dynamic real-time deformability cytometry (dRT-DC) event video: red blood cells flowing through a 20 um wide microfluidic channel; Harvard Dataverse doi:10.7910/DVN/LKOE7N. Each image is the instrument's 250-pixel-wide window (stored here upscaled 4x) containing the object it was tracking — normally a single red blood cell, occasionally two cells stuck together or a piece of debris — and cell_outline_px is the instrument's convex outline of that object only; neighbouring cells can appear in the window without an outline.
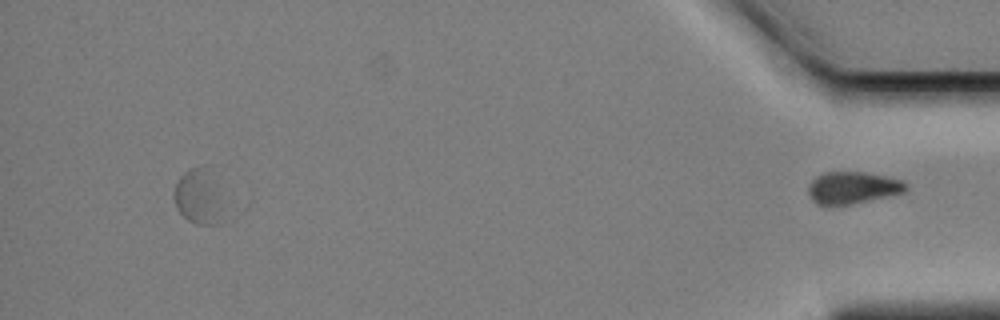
{"species": "Egyptian fruit bat (a non-hibernating species)", "species_latin": "Rousettus aegyptiacus", "temperature_condition": "cold", "stored_images_in_passage": 42, "segment_of_instrument_passage": [2, 2], "camera_frame_rate_fps": 3000, "um_per_image_px": 0.085, "animal": {"sex": "female"}, "frame": {"image": 1, "passage_image": 42, "time_ms": 13.667, "image_size_px": [1000, 320], "cell_outline_px": [[908, 188], [904, 192], [852, 204], [824, 208], [816, 204], [812, 200], [808, 192], [808, 188], [812, 180], [816, 176], [828, 172], [864, 172], [884, 176], [900, 180]], "centroid_in_image_um": [72.39, 15.99], "position_along_channel_um": 362.8, "area_um2": 18.32}}